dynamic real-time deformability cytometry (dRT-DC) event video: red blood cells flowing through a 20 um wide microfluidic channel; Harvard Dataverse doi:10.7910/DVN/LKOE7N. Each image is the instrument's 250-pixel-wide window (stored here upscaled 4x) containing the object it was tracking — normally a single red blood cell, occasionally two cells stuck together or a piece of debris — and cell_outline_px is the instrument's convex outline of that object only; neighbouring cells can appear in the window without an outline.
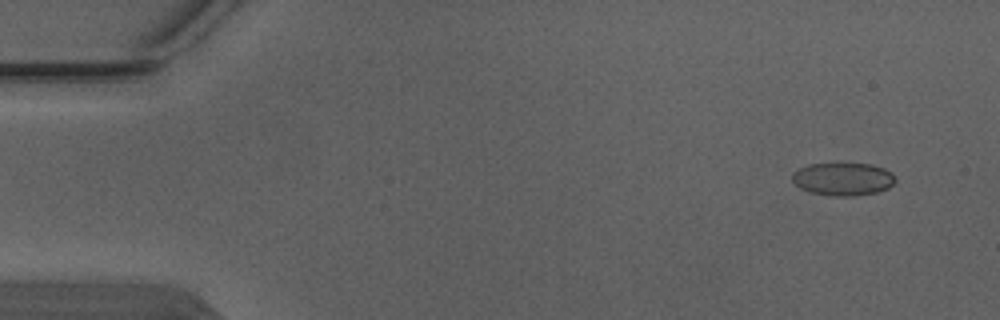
{"species": "Egyptian fruit bat (a non-hibernating species)", "species_latin": "Rousettus aegyptiacus", "temperature_condition": "warm", "stored_images_in_passage": 3, "camera_frame_rate_fps": 3000, "um_per_image_px": 0.085, "animal": {"sex": "male"}, "frame": {"image": 1, "passage_image": 1, "time_ms": 0.0, "image_size_px": [1000, 320], "cell_outline_px": [[896, 180], [888, 188], [876, 192], [852, 196], [836, 196], [812, 192], [800, 188], [792, 180], [792, 172], [808, 164], [836, 160], [872, 164], [884, 168], [892, 172]], "centroid_in_image_um": [71.65, 15.15], "position_along_channel_um": 13.4, "area_um2": 20.52}}